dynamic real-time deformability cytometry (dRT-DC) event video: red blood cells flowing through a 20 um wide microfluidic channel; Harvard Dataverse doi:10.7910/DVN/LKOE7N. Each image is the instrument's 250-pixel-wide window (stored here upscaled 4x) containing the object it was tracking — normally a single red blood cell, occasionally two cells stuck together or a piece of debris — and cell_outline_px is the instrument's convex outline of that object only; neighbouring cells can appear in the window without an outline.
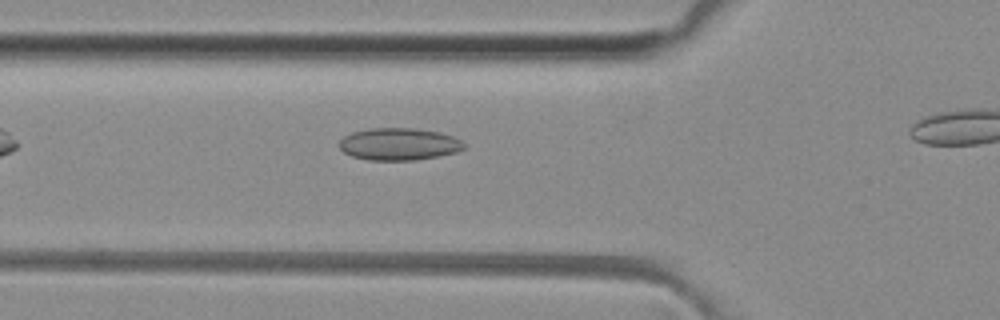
{"species": "common noctule bat (a hibernating species)", "species_latin": "Nyctalus noctula", "temperature_condition": "room temperature", "stored_images_in_passage": 26, "camera_frame_rate_fps": 3000, "um_per_image_px": 0.085, "animal": {"sex": "female", "body_mass_g": 29.2, "forearm_length_mm": 56.3}, "frame": {"image": 1, "passage_image": 3, "time_ms": 0.667, "image_size_px": [1000, 320], "cell_outline_px": [[464, 148], [456, 152], [416, 160], [368, 160], [352, 156], [344, 152], [340, 148], [340, 140], [344, 136], [352, 132], [368, 128], [416, 128], [440, 132], [452, 136], [460, 140], [464, 144]], "centroid_in_image_um": [33.89, 12.24], "position_along_channel_um": 91.9, "area_um2": 23.35}}
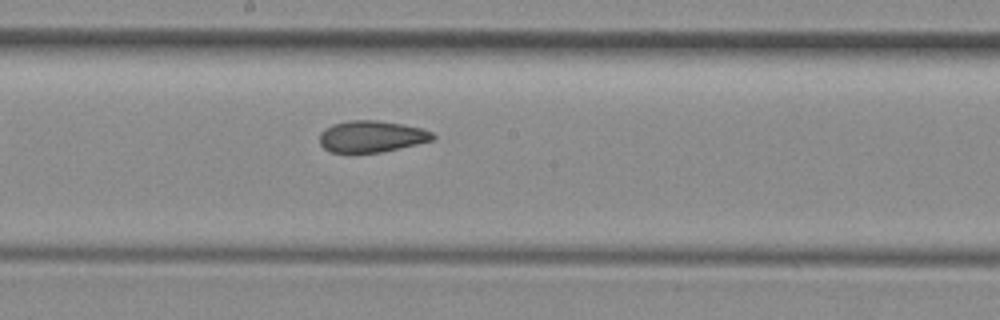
{"frame": {"image": 2, "passage_image": 12, "time_ms": 3.667, "image_size_px": [1000, 320], "cell_outline_px": [[436, 136], [432, 140], [416, 144], [380, 152], [332, 152], [324, 148], [320, 144], [320, 132], [324, 128], [332, 124], [348, 120], [376, 120], [400, 124], [420, 128], [432, 132]], "centroid_in_image_um": [31.54, 11.59], "position_along_channel_um": 216.7, "area_um2": 20.58}}
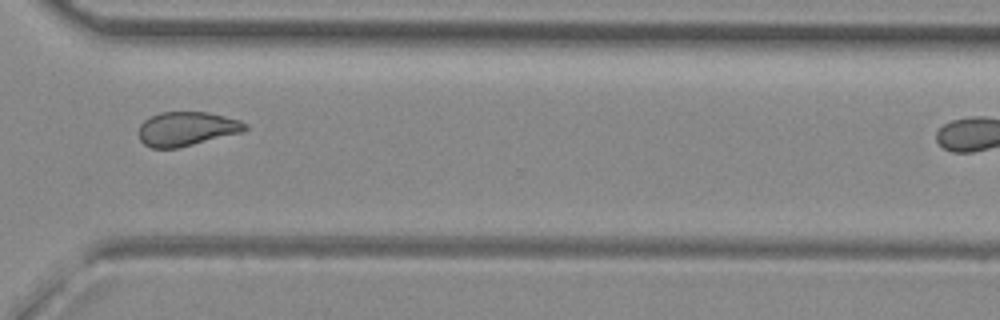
{"frame": {"image": 3, "passage_image": 22, "time_ms": 7.0, "image_size_px": [1000, 320], "cell_outline_px": [[248, 128], [244, 132], [176, 148], [152, 148], [144, 144], [140, 140], [140, 124], [144, 120], [160, 112], [208, 112], [240, 120], [248, 124]], "centroid_in_image_um": [15.9, 10.94], "position_along_channel_um": 354.7, "area_um2": 21.1}}